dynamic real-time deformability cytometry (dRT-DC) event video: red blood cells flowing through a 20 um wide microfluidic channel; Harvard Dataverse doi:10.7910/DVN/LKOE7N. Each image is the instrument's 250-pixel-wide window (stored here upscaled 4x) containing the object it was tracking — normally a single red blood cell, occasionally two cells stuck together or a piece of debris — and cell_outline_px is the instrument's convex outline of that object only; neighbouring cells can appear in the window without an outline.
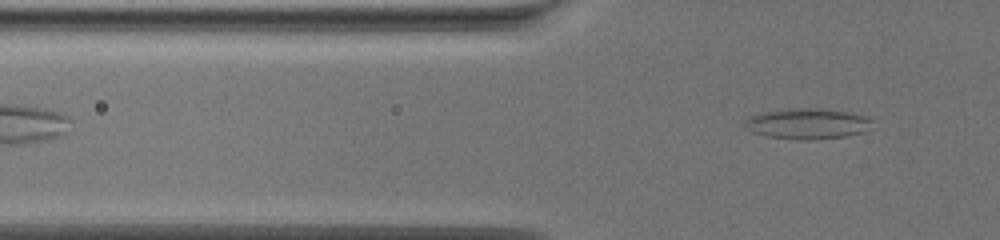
{"species": "common noctule bat (a hibernating species)", "species_latin": "Nyctalus noctula", "temperature_condition": "warm", "stored_images_in_passage": 57, "camera_frame_rate_fps": 3000, "um_per_image_px": 0.085, "animal": {"sex": "female", "body_mass_g": 19.5, "forearm_length_mm": 54.1}, "frame": {"image": 1, "passage_image": 16, "time_ms": 5.0, "image_size_px": [1000, 240], "cell_outline_px": [[872, 120], [864, 132], [844, 136], [808, 140], [800, 140], [768, 136], [752, 132], [744, 128], [744, 120], [752, 116], [764, 112], [796, 108], [820, 108], [844, 112], [864, 116]], "centroid_in_image_um": [68.57, 10.52], "position_along_channel_um": 57.2, "area_um2": 22.31}}
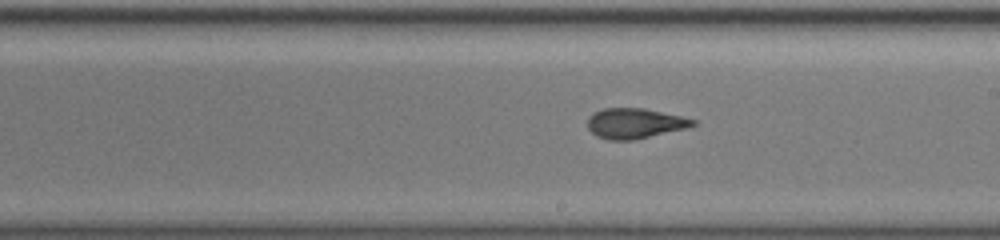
{"frame": {"image": 2, "passage_image": 35, "time_ms": 11.333, "image_size_px": [1000, 240], "cell_outline_px": [[696, 124], [684, 128], [632, 140], [608, 140], [596, 136], [588, 128], [588, 116], [604, 108], [644, 108], [680, 116], [696, 120]], "centroid_in_image_um": [53.91, 10.48], "position_along_channel_um": 235.1, "area_um2": 18.21}}
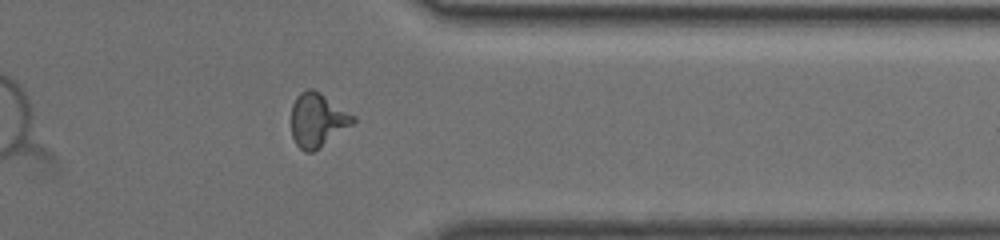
{"frame": {"image": 3, "passage_image": 50, "time_ms": 16.333, "image_size_px": [1000, 240], "cell_outline_px": [[356, 120], [352, 124], [312, 152], [304, 152], [296, 144], [292, 136], [292, 104], [296, 96], [300, 92], [308, 88], [312, 88], [320, 92], [356, 116]], "centroid_in_image_um": [26.97, 10.17], "position_along_channel_um": 384.4, "area_um2": 19.19}}